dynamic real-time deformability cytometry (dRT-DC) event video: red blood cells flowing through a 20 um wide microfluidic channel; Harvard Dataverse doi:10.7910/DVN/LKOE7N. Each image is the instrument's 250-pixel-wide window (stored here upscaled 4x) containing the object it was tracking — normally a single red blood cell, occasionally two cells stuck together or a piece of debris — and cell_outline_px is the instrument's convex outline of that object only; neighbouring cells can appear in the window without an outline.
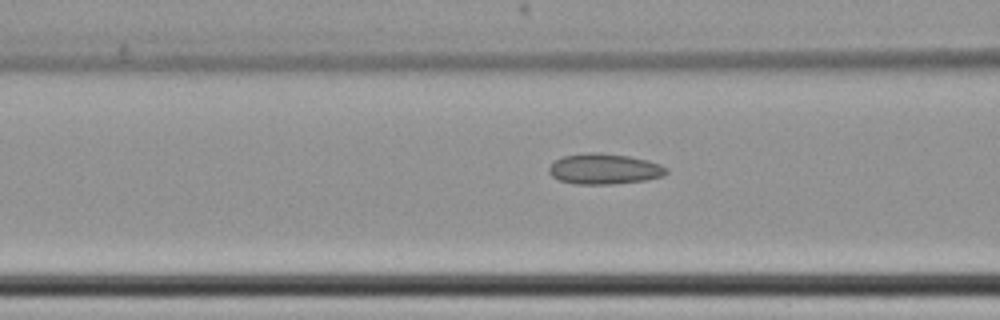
{"species": "common noctule bat (a hibernating species)", "species_latin": "Nyctalus noctula", "temperature_condition": "cold", "stored_images_in_passage": 30, "camera_frame_rate_fps": 3000, "um_per_image_px": 0.085, "animal": {"sex": "female", "body_mass_g": 22.7, "forearm_length_mm": 54.2}, "frame": {"image": 1, "passage_image": 18, "time_ms": 5.667, "image_size_px": [1000, 320], "cell_outline_px": [[668, 172], [664, 176], [644, 180], [612, 184], [576, 184], [560, 180], [552, 176], [548, 172], [548, 168], [556, 160], [564, 156], [584, 152], [600, 152], [628, 156], [648, 160], [660, 164], [668, 168]], "centroid_in_image_um": [51.38, 14.35], "position_along_channel_um": 115.2, "area_um2": 20.98}}
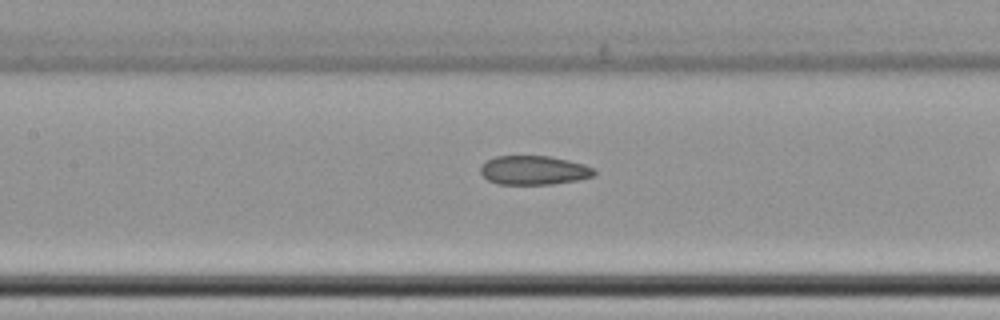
{"frame": {"image": 2, "passage_image": 22, "time_ms": 7.0, "image_size_px": [1000, 320], "cell_outline_px": [[596, 172], [592, 176], [580, 180], [552, 184], [496, 184], [488, 180], [480, 172], [480, 168], [488, 160], [496, 156], [548, 156], [568, 160], [584, 164], [592, 168]], "centroid_in_image_um": [45.38, 14.48], "position_along_channel_um": 162.0, "area_um2": 19.13}}
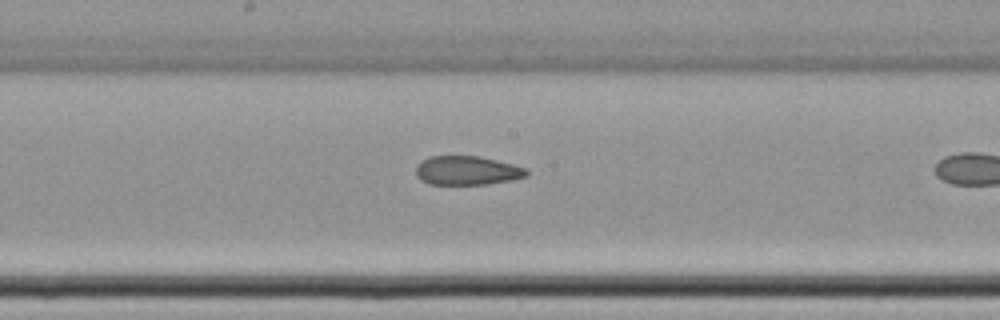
{"frame": {"image": 3, "passage_image": 26, "time_ms": 8.333, "image_size_px": [1000, 320], "cell_outline_px": [[528, 176], [512, 180], [488, 184], [428, 184], [420, 180], [416, 176], [416, 164], [420, 160], [428, 156], [480, 156], [528, 168]], "centroid_in_image_um": [39.68, 14.49], "position_along_channel_um": 208.5, "area_um2": 18.96}}